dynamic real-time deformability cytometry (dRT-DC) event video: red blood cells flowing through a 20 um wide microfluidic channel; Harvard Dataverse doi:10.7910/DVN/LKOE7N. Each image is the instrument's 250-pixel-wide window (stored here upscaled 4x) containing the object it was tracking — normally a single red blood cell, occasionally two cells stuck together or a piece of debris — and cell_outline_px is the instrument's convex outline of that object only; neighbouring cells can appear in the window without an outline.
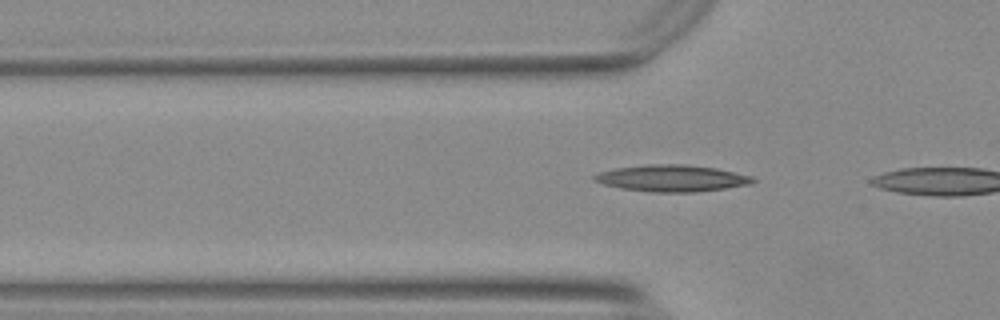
{"species": "Egyptian fruit bat (a non-hibernating species)", "species_latin": "Rousettus aegyptiacus", "temperature_condition": "warm", "stored_images_in_passage": 4, "camera_frame_rate_fps": 3000, "um_per_image_px": 0.085, "animal": {"sex": "female"}, "frame": {"image": 1, "passage_image": 3, "time_ms": 0.667, "image_size_px": [1000, 320], "cell_outline_px": [[756, 180], [748, 184], [724, 188], [692, 192], [652, 192], [620, 188], [604, 184], [596, 180], [592, 176], [600, 172], [612, 168], [644, 164], [684, 164], [716, 168], [752, 176]], "centroid_in_image_um": [57.07, 15.14], "position_along_channel_um": 68.7, "area_um2": 24.45}}